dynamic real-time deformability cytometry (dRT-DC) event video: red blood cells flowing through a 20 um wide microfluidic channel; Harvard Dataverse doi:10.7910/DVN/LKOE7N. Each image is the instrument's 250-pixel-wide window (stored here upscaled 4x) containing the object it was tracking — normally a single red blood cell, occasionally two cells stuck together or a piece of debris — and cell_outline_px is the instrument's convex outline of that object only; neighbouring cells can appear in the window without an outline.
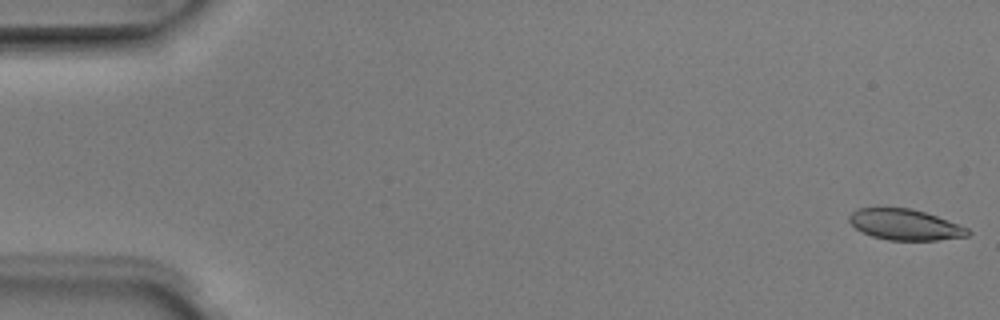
{"species": "Egyptian fruit bat (a non-hibernating species)", "species_latin": "Rousettus aegyptiacus", "temperature_condition": "room temperature", "stored_images_in_passage": 5, "camera_frame_rate_fps": 3000, "um_per_image_px": 0.085, "animal": {"sex": "male"}, "frame": {"image": 1, "passage_image": 1, "time_ms": 0.0, "image_size_px": [1000, 320], "cell_outline_px": [[972, 232], [968, 236], [936, 240], [888, 240], [872, 236], [856, 228], [848, 220], [848, 216], [856, 208], [912, 208], [936, 216], [968, 228]], "centroid_in_image_um": [76.92, 19.09], "position_along_channel_um": 8.1, "area_um2": 21.15}}
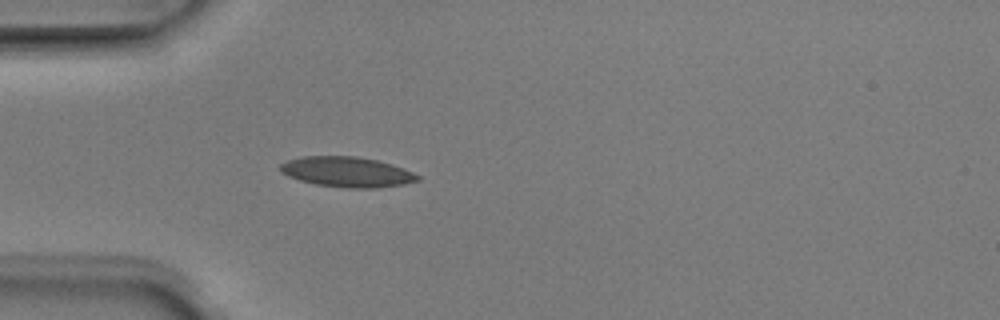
{"frame": {"image": 2, "passage_image": 5, "time_ms": 1.333, "image_size_px": [1000, 320], "cell_outline_px": [[420, 180], [404, 184], [376, 188], [348, 188], [316, 184], [300, 180], [288, 176], [280, 172], [280, 164], [288, 160], [300, 156], [356, 156], [376, 160], [392, 164], [412, 172], [420, 176]], "centroid_in_image_um": [29.48, 14.61], "position_along_channel_um": 55.5, "area_um2": 24.16}}